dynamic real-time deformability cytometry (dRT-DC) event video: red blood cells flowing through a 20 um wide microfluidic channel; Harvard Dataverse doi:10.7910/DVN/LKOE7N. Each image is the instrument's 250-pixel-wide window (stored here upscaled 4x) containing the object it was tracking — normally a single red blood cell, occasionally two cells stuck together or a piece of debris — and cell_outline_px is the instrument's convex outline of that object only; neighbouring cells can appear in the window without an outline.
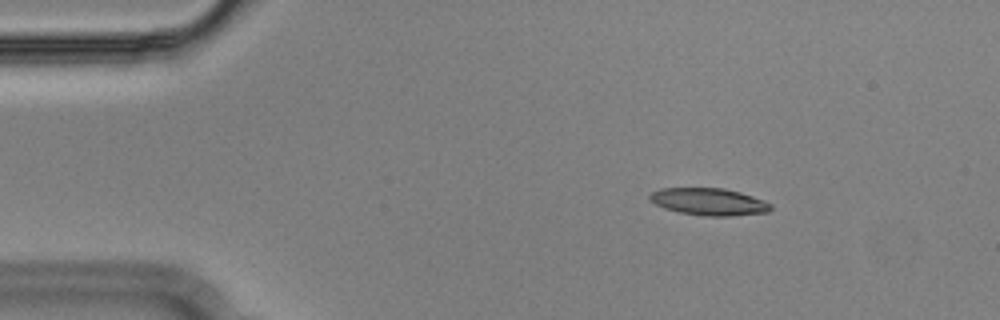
{"species": "Egyptian fruit bat (a non-hibernating species)", "species_latin": "Rousettus aegyptiacus", "temperature_condition": "cold", "stored_images_in_passage": 54, "segment_of_instrument_passage": [1, 2], "camera_frame_rate_fps": 3000, "um_per_image_px": 0.085, "animal": {"sex": "male"}, "frame": {"image": 1, "passage_image": 7, "time_ms": 2.0, "image_size_px": [1000, 320], "cell_outline_px": [[772, 208], [768, 212], [732, 216], [704, 216], [680, 212], [664, 208], [656, 204], [648, 196], [652, 192], [660, 188], [724, 188], [740, 192], [764, 200], [772, 204]], "centroid_in_image_um": [60.29, 17.14], "position_along_channel_um": 24.7, "area_um2": 19.13}}
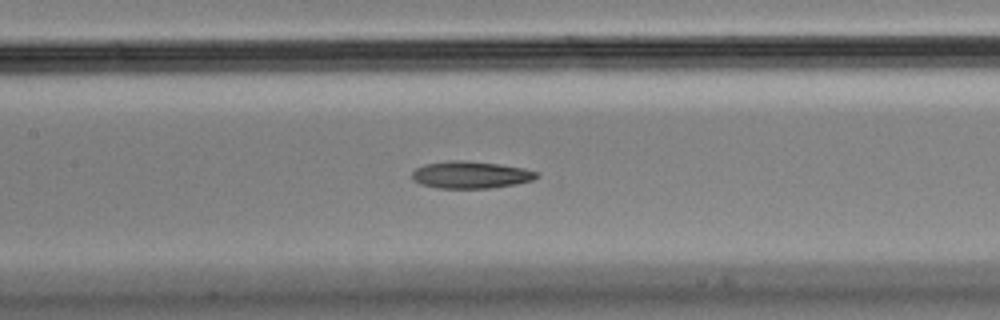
{"frame": {"image": 2, "passage_image": 24, "time_ms": 7.667, "image_size_px": [1000, 320], "cell_outline_px": [[540, 176], [532, 180], [516, 184], [492, 188], [436, 188], [420, 184], [412, 180], [412, 172], [416, 168], [424, 164], [448, 160], [464, 160], [500, 164], [524, 168], [536, 172]], "centroid_in_image_um": [39.98, 14.86], "position_along_channel_um": 167.4, "area_um2": 19.88}}
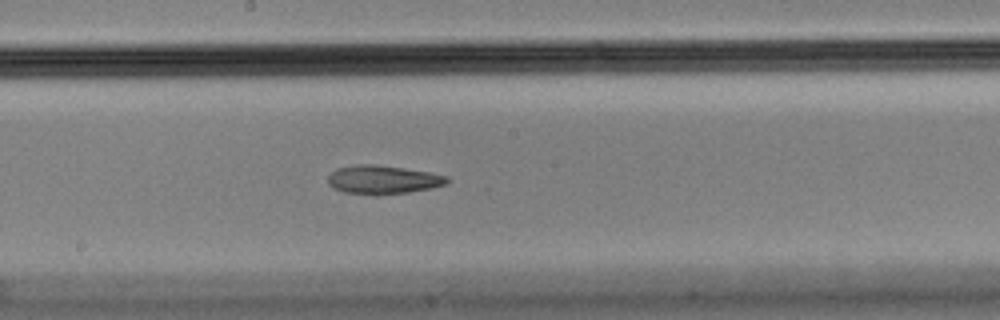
{"frame": {"image": 3, "passage_image": 28, "time_ms": 9.0, "image_size_px": [1000, 320], "cell_outline_px": [[448, 184], [408, 192], [376, 196], [344, 192], [332, 188], [328, 184], [328, 176], [336, 168], [356, 164], [372, 164], [404, 168], [428, 172], [448, 176]], "centroid_in_image_um": [32.5, 15.28], "position_along_channel_um": 215.7, "area_um2": 20.0}}